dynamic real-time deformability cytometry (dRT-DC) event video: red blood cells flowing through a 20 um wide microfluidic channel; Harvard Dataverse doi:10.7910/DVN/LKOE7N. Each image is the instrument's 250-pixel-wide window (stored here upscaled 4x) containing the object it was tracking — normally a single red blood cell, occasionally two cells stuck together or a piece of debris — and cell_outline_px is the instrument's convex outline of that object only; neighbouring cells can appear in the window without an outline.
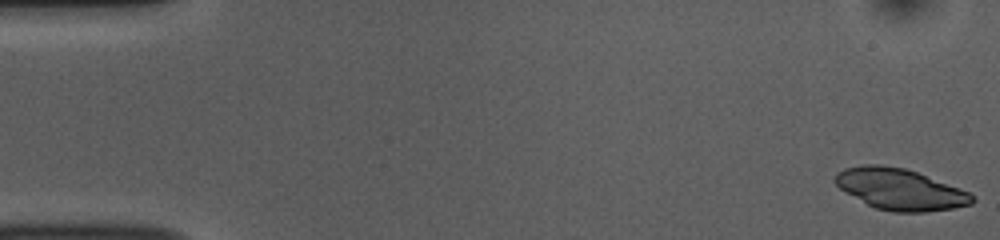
{"species": "common noctule bat (a hibernating species)", "species_latin": "Nyctalus noctula", "temperature_condition": "room temperature", "stored_images_in_passage": 52, "camera_frame_rate_fps": 3000, "um_per_image_px": 0.085, "animal": {"sex": "female", "body_mass_g": 10.0, "forearm_length_mm": 53.1}, "frame": {"image": 1, "passage_image": 1, "time_ms": 0.0, "image_size_px": [1000, 240], "cell_outline_px": [[976, 200], [972, 204], [952, 208], [924, 212], [892, 212], [876, 208], [868, 204], [840, 188], [832, 180], [836, 172], [844, 168], [864, 164], [880, 164], [904, 168], [916, 172], [960, 188], [968, 192]], "centroid_in_image_um": [76.48, 16.08], "position_along_channel_um": 8.5, "area_um2": 32.66}}
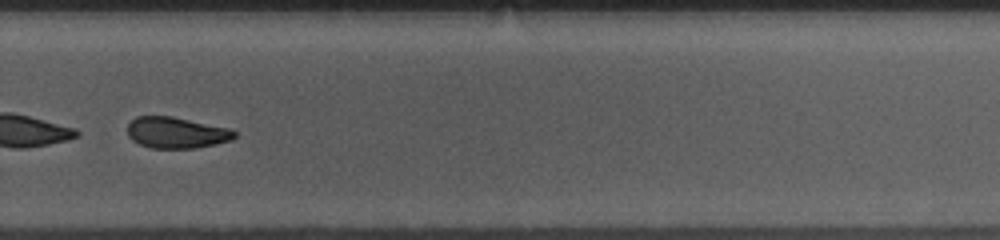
{"frame": {"image": 2, "passage_image": 36, "time_ms": 11.667, "image_size_px": [1000, 240], "cell_outline_px": [[236, 136], [232, 140], [216, 144], [196, 148], [152, 148], [140, 144], [132, 140], [128, 136], [128, 124], [136, 116], [172, 116], [232, 128], [236, 132]], "centroid_in_image_um": [15.03, 11.27], "position_along_channel_um": 314.8, "area_um2": 19.65}}